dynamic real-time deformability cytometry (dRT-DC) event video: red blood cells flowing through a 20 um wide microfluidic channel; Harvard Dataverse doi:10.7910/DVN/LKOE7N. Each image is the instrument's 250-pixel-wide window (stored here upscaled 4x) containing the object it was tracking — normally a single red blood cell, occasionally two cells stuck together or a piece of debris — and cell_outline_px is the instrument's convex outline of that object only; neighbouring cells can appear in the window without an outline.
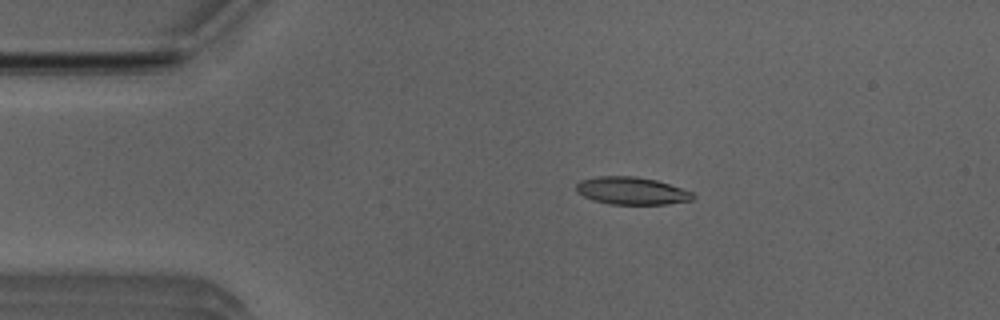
{"species": "Egyptian fruit bat (a non-hibernating species)", "species_latin": "Rousettus aegyptiacus", "temperature_condition": "room temperature", "stored_images_in_passage": 51, "camera_frame_rate_fps": 3000, "um_per_image_px": 0.085, "animal": {"sex": "male"}, "frame": {"image": 1, "passage_image": 10, "time_ms": 3.0, "image_size_px": [1000, 320], "cell_outline_px": [[696, 196], [692, 200], [668, 204], [612, 204], [592, 200], [576, 192], [576, 184], [580, 180], [596, 176], [632, 176], [656, 180], [692, 192]], "centroid_in_image_um": [53.66, 16.22], "position_along_channel_um": 31.3, "area_um2": 18.67}}
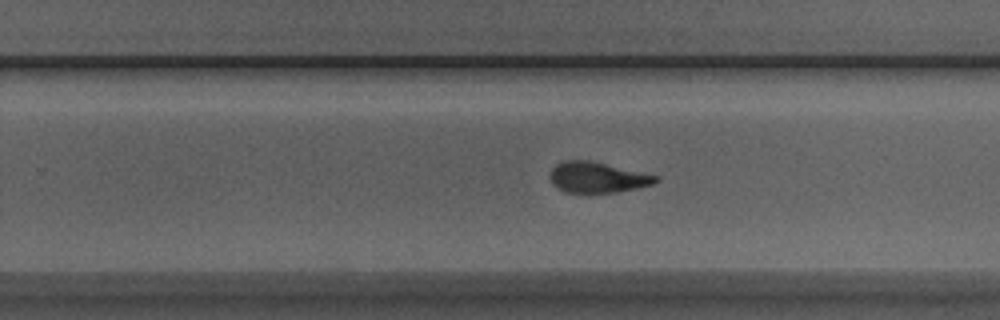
{"frame": {"image": 2, "passage_image": 32, "time_ms": 10.333, "image_size_px": [1000, 320], "cell_outline_px": [[660, 180], [652, 184], [636, 188], [616, 192], [588, 196], [580, 196], [564, 192], [556, 188], [552, 184], [548, 176], [552, 168], [556, 164], [564, 160], [588, 160], [660, 176]], "centroid_in_image_um": [50.71, 15.13], "position_along_channel_um": 279.1, "area_um2": 19.77}}
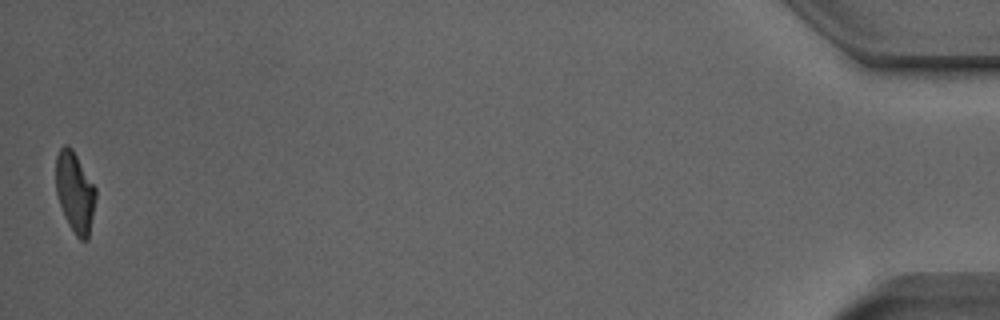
{"frame": {"image": 3, "passage_image": 51, "time_ms": 16.667, "image_size_px": [1000, 320], "cell_outline_px": [[96, 196], [88, 240], [80, 240], [76, 236], [68, 224], [64, 216], [56, 192], [56, 156], [60, 148], [64, 144], [72, 148], [96, 188]], "centroid_in_image_um": [6.37, 16.34], "position_along_channel_um": 428.8, "area_um2": 18.61}, "authors_computed_cell_mechanics": {"area_um2": 19.1896, "velocity_mm_per_s": 3.9763, "shape_relaxation_time_tau1_ms": 5.363, "shape_relaxation_time_tau2_ms": 1.6172, "deformation_change_tau1": 0.2141, "deformation_change_tau2": 0.0967}}